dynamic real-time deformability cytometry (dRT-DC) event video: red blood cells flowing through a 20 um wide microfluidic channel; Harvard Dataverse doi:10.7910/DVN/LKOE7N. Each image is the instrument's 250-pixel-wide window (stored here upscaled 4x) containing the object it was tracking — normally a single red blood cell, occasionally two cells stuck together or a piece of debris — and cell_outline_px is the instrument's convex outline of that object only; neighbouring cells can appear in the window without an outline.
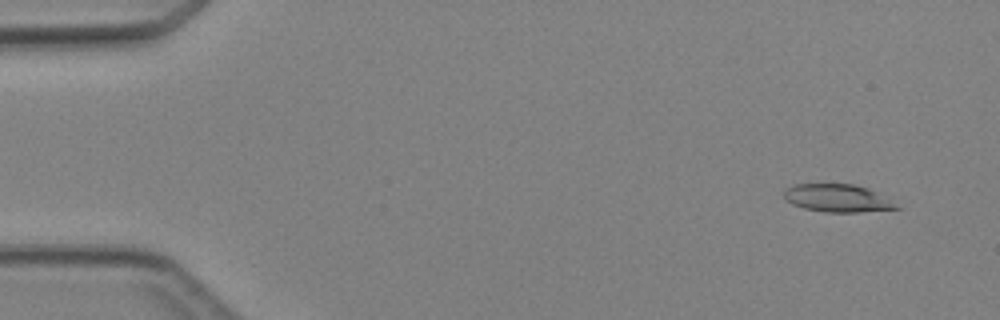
{"species": "Egyptian fruit bat (a non-hibernating species)", "species_latin": "Rousettus aegyptiacus", "temperature_condition": "cold", "stored_images_in_passage": 3, "camera_frame_rate_fps": 3000, "um_per_image_px": 0.085, "animal": {"sex": "female"}, "frame": {"image": 1, "passage_image": 1, "time_ms": 0.0, "image_size_px": [1000, 320], "cell_outline_px": [[900, 208], [860, 212], [824, 212], [804, 208], [792, 204], [784, 200], [784, 188], [792, 184], [852, 184], [868, 188], [888, 200]], "centroid_in_image_um": [71.07, 16.84], "position_along_channel_um": 13.9, "area_um2": 17.98}}
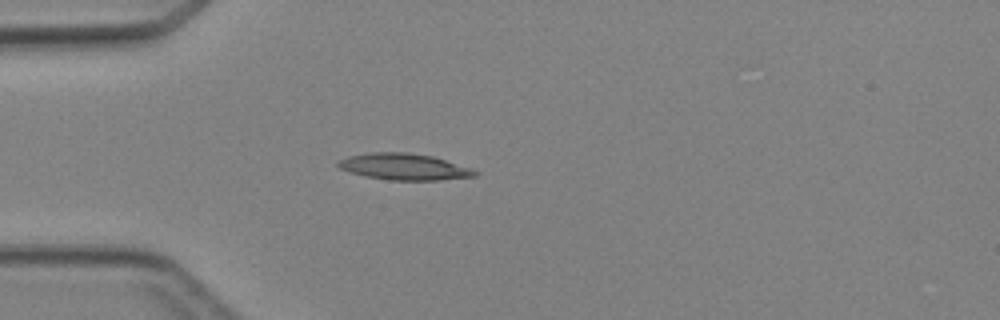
{"frame": {"image": 2, "passage_image": 3, "time_ms": 3.333, "image_size_px": [1000, 320], "cell_outline_px": [[480, 172], [476, 176], [440, 180], [388, 180], [364, 176], [340, 168], [336, 164], [340, 160], [348, 156], [372, 152], [408, 152], [432, 156]], "centroid_in_image_um": [34.33, 14.17], "position_along_channel_um": 50.7, "area_um2": 20.81}}